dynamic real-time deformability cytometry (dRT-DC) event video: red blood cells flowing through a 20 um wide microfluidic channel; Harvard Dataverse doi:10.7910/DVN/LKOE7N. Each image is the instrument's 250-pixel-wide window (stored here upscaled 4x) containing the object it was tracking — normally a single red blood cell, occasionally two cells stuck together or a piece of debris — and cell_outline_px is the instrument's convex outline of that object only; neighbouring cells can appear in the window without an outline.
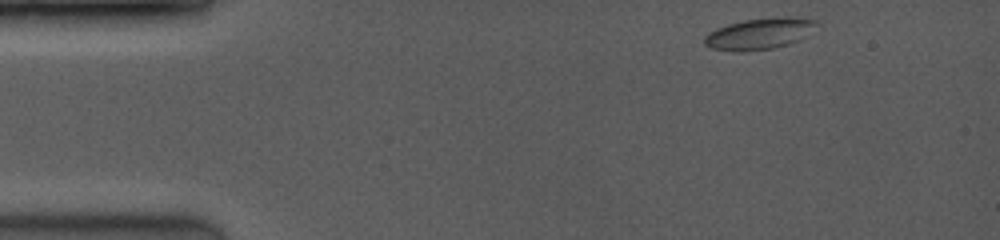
{"species": "common noctule bat (a hibernating species)", "species_latin": "Nyctalus noctula", "temperature_condition": "room temperature", "stored_images_in_passage": 9, "camera_frame_rate_fps": 3500, "um_per_image_px": 0.085, "animal": {"sex": "female", "body_mass_g": 19.0, "forearm_length_mm": 53.3}, "frame": {"image": 1, "passage_image": 1, "time_ms": 0.0, "image_size_px": [1000, 240], "cell_outline_px": [[820, 24], [800, 40], [788, 44], [772, 48], [744, 52], [736, 52], [712, 48], [704, 44], [704, 36], [708, 32], [716, 28], [728, 24], [744, 20], [784, 16], [792, 16], [816, 20]], "centroid_in_image_um": [64.56, 2.86], "position_along_channel_um": 20.4, "area_um2": 20.63}}
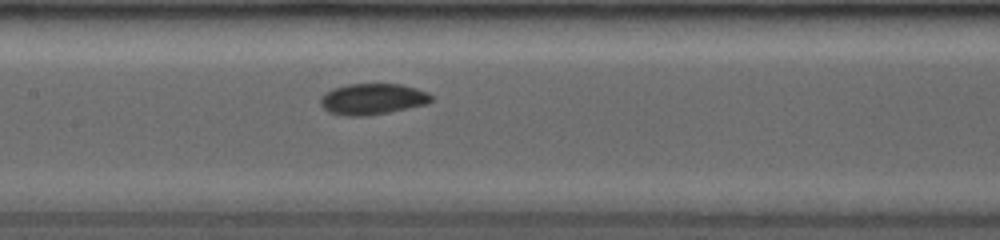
{"frame": {"image": 2, "passage_image": 9, "time_ms": 6.0, "image_size_px": [1000, 240], "cell_outline_px": [[432, 100], [428, 104], [368, 116], [344, 116], [328, 112], [320, 104], [320, 96], [324, 92], [348, 84], [400, 84], [416, 88], [428, 92], [432, 96]], "centroid_in_image_um": [31.65, 8.42], "position_along_channel_um": 175.7, "area_um2": 20.17}}